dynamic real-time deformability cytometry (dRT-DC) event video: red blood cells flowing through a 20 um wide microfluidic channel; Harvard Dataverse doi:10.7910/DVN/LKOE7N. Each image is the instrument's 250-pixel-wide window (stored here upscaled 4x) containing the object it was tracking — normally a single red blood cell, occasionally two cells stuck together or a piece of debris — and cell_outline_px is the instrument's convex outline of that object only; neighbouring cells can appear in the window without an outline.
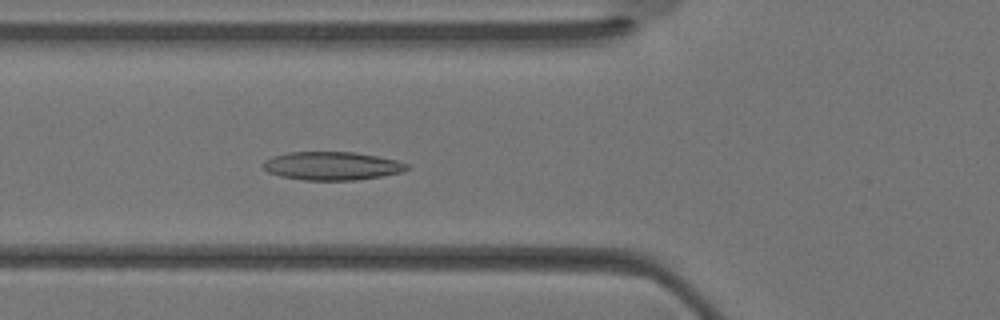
{"species": "Egyptian fruit bat (a non-hibernating species)", "species_latin": "Rousettus aegyptiacus", "temperature_condition": "warm", "stored_images_in_passage": 35, "camera_frame_rate_fps": 3000, "um_per_image_px": 0.085, "animal": {"sex": "female"}, "frame": {"image": 1, "passage_image": 13, "time_ms": 4.0, "image_size_px": [1000, 320], "cell_outline_px": [[412, 168], [404, 172], [356, 180], [304, 180], [280, 176], [268, 172], [260, 164], [264, 160], [272, 156], [288, 152], [356, 152], [396, 160], [408, 164]], "centroid_in_image_um": [28.21, 14.1], "position_along_channel_um": 97.6, "area_um2": 23.93}}
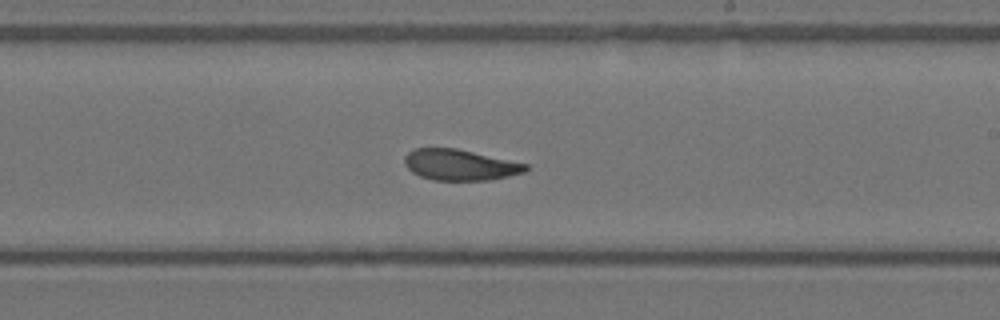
{"frame": {"image": 2, "passage_image": 21, "time_ms": 6.667, "image_size_px": [1000, 320], "cell_outline_px": [[528, 168], [524, 172], [508, 176], [488, 180], [432, 180], [420, 176], [412, 172], [404, 164], [404, 156], [408, 152], [416, 148], [456, 148], [528, 164]], "centroid_in_image_um": [39.07, 14.01], "position_along_channel_um": 249.9, "area_um2": 21.73}}
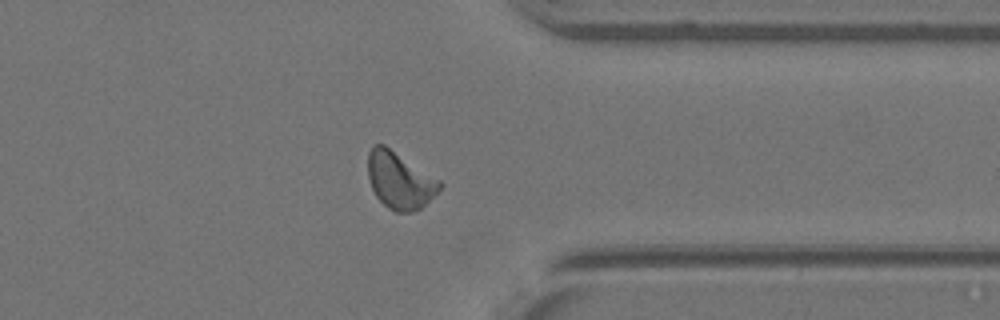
{"frame": {"image": 3, "passage_image": 28, "time_ms": 9.0, "image_size_px": [1000, 320], "cell_outline_px": [[444, 184], [420, 208], [408, 212], [396, 212], [388, 208], [376, 196], [372, 188], [368, 176], [368, 152], [372, 144], [384, 144], [440, 180]], "centroid_in_image_um": [33.95, 15.3], "position_along_channel_um": 377.5, "area_um2": 23.47}}